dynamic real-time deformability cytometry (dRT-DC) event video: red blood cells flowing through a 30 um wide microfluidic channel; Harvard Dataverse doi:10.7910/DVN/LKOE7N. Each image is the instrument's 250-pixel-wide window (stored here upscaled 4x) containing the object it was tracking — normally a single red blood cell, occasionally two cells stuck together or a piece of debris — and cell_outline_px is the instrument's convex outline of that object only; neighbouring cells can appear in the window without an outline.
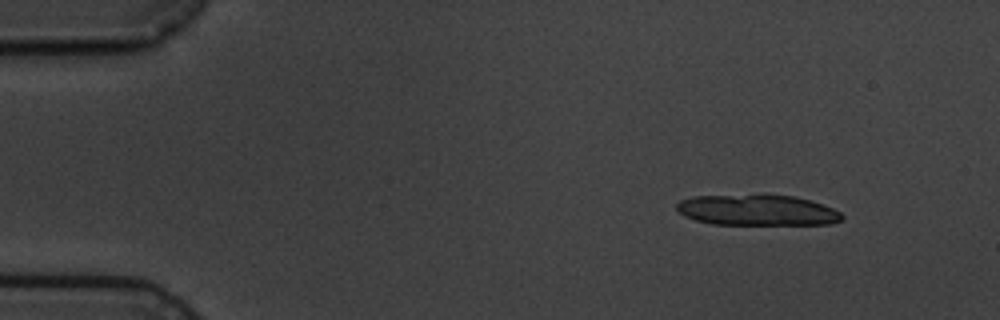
{"species": "common noctule bat (a hibernating species)", "species_latin": "Nyctalus noctula", "temperature_condition": "cold", "stored_images_in_passage": 5, "camera_frame_rate_fps": 3000, "um_per_image_px": 0.085, "animal": {"sex": "male", "body_mass_g": 19.5, "forearm_length_mm": 54.6}, "frame": {"image": 1, "passage_image": 1, "time_ms": 0.0, "image_size_px": [1000, 320], "cell_outline_px": [[844, 216], [840, 220], [832, 224], [712, 224], [696, 220], [684, 216], [676, 208], [676, 204], [680, 200], [692, 196], [760, 192], [764, 192], [796, 196], [832, 208], [840, 212]], "centroid_in_image_um": [64.31, 17.81], "position_along_channel_um": 20.7, "area_um2": 30.58}}